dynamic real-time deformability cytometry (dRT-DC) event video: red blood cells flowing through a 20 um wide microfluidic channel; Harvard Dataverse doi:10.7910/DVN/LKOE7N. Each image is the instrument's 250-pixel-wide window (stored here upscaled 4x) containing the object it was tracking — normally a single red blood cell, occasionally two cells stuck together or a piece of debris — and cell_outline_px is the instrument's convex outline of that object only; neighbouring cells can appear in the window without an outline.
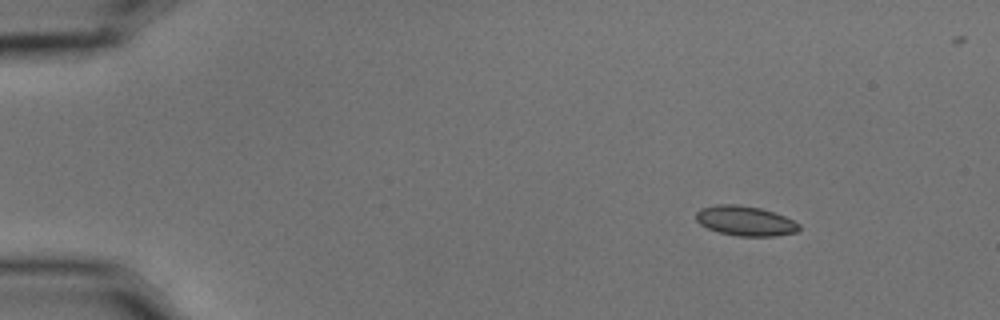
{"species": "common noctule bat (a hibernating species)", "species_latin": "Nyctalus noctula", "temperature_condition": "cold", "stored_images_in_passage": 5, "camera_frame_rate_fps": 3000, "um_per_image_px": 0.085, "animal": {"sex": "male", "body_mass_g": 15.6}, "frame": {"image": 1, "passage_image": 2, "time_ms": 0.333, "image_size_px": [1000, 320], "cell_outline_px": [[800, 228], [796, 232], [776, 236], [736, 236], [720, 232], [708, 228], [700, 224], [696, 220], [696, 212], [700, 208], [716, 204], [736, 204], [760, 208], [784, 216], [800, 224]], "centroid_in_image_um": [63.33, 18.77], "position_along_channel_um": 21.7, "area_um2": 17.86}}
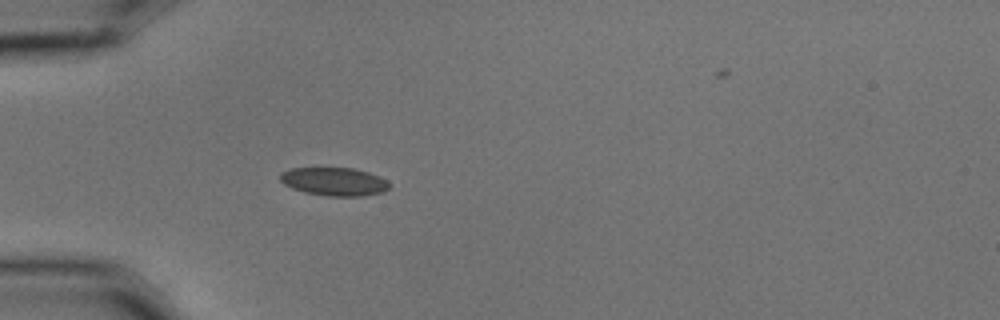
{"frame": {"image": 2, "passage_image": 5, "time_ms": 1.333, "image_size_px": [1000, 320], "cell_outline_px": [[392, 184], [384, 192], [360, 196], [328, 196], [304, 192], [292, 188], [284, 184], [280, 180], [280, 172], [292, 168], [352, 168], [368, 172], [388, 180]], "centroid_in_image_um": [28.42, 15.43], "position_along_channel_um": 56.6, "area_um2": 18.03}}